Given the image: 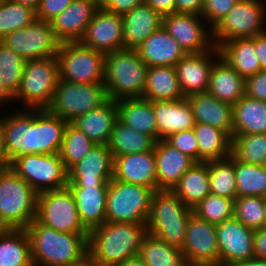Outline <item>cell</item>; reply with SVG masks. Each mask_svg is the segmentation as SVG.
<instances>
[{
  "label": "cell",
  "mask_w": 266,
  "mask_h": 266,
  "mask_svg": "<svg viewBox=\"0 0 266 266\" xmlns=\"http://www.w3.org/2000/svg\"><path fill=\"white\" fill-rule=\"evenodd\" d=\"M151 103L158 128V140H164L170 134L193 129L194 116L186 98Z\"/></svg>",
  "instance_id": "cell-25"
},
{
  "label": "cell",
  "mask_w": 266,
  "mask_h": 266,
  "mask_svg": "<svg viewBox=\"0 0 266 266\" xmlns=\"http://www.w3.org/2000/svg\"><path fill=\"white\" fill-rule=\"evenodd\" d=\"M193 214L217 225L234 217V199L209 194L193 208Z\"/></svg>",
  "instance_id": "cell-46"
},
{
  "label": "cell",
  "mask_w": 266,
  "mask_h": 266,
  "mask_svg": "<svg viewBox=\"0 0 266 266\" xmlns=\"http://www.w3.org/2000/svg\"><path fill=\"white\" fill-rule=\"evenodd\" d=\"M114 158L107 145L95 144L84 158L68 170L67 186H109Z\"/></svg>",
  "instance_id": "cell-17"
},
{
  "label": "cell",
  "mask_w": 266,
  "mask_h": 266,
  "mask_svg": "<svg viewBox=\"0 0 266 266\" xmlns=\"http://www.w3.org/2000/svg\"><path fill=\"white\" fill-rule=\"evenodd\" d=\"M176 0H144V3L152 7L161 16L175 13Z\"/></svg>",
  "instance_id": "cell-55"
},
{
  "label": "cell",
  "mask_w": 266,
  "mask_h": 266,
  "mask_svg": "<svg viewBox=\"0 0 266 266\" xmlns=\"http://www.w3.org/2000/svg\"><path fill=\"white\" fill-rule=\"evenodd\" d=\"M164 140L172 147L178 149L184 154H187L198 162V144L193 129L170 134Z\"/></svg>",
  "instance_id": "cell-48"
},
{
  "label": "cell",
  "mask_w": 266,
  "mask_h": 266,
  "mask_svg": "<svg viewBox=\"0 0 266 266\" xmlns=\"http://www.w3.org/2000/svg\"><path fill=\"white\" fill-rule=\"evenodd\" d=\"M106 54L80 41L61 43L56 55L59 79L74 83H104Z\"/></svg>",
  "instance_id": "cell-8"
},
{
  "label": "cell",
  "mask_w": 266,
  "mask_h": 266,
  "mask_svg": "<svg viewBox=\"0 0 266 266\" xmlns=\"http://www.w3.org/2000/svg\"><path fill=\"white\" fill-rule=\"evenodd\" d=\"M97 10L88 0H73L50 21L56 38L61 43L80 41Z\"/></svg>",
  "instance_id": "cell-21"
},
{
  "label": "cell",
  "mask_w": 266,
  "mask_h": 266,
  "mask_svg": "<svg viewBox=\"0 0 266 266\" xmlns=\"http://www.w3.org/2000/svg\"><path fill=\"white\" fill-rule=\"evenodd\" d=\"M10 229V226L0 217V237L5 235Z\"/></svg>",
  "instance_id": "cell-64"
},
{
  "label": "cell",
  "mask_w": 266,
  "mask_h": 266,
  "mask_svg": "<svg viewBox=\"0 0 266 266\" xmlns=\"http://www.w3.org/2000/svg\"><path fill=\"white\" fill-rule=\"evenodd\" d=\"M23 110L3 117L5 147L10 164L28 154L59 153L68 122L48 109Z\"/></svg>",
  "instance_id": "cell-1"
},
{
  "label": "cell",
  "mask_w": 266,
  "mask_h": 266,
  "mask_svg": "<svg viewBox=\"0 0 266 266\" xmlns=\"http://www.w3.org/2000/svg\"><path fill=\"white\" fill-rule=\"evenodd\" d=\"M183 257L195 264H220L216 225L191 214L181 248Z\"/></svg>",
  "instance_id": "cell-16"
},
{
  "label": "cell",
  "mask_w": 266,
  "mask_h": 266,
  "mask_svg": "<svg viewBox=\"0 0 266 266\" xmlns=\"http://www.w3.org/2000/svg\"><path fill=\"white\" fill-rule=\"evenodd\" d=\"M72 192L79 218L90 232L106 222L108 186H67Z\"/></svg>",
  "instance_id": "cell-28"
},
{
  "label": "cell",
  "mask_w": 266,
  "mask_h": 266,
  "mask_svg": "<svg viewBox=\"0 0 266 266\" xmlns=\"http://www.w3.org/2000/svg\"><path fill=\"white\" fill-rule=\"evenodd\" d=\"M211 51L186 54L174 67L184 97L206 93L213 64ZM209 54V55H208Z\"/></svg>",
  "instance_id": "cell-23"
},
{
  "label": "cell",
  "mask_w": 266,
  "mask_h": 266,
  "mask_svg": "<svg viewBox=\"0 0 266 266\" xmlns=\"http://www.w3.org/2000/svg\"><path fill=\"white\" fill-rule=\"evenodd\" d=\"M142 98L150 101H174L185 98L175 67H148Z\"/></svg>",
  "instance_id": "cell-32"
},
{
  "label": "cell",
  "mask_w": 266,
  "mask_h": 266,
  "mask_svg": "<svg viewBox=\"0 0 266 266\" xmlns=\"http://www.w3.org/2000/svg\"><path fill=\"white\" fill-rule=\"evenodd\" d=\"M231 266H266V260L254 257L248 261L240 262Z\"/></svg>",
  "instance_id": "cell-60"
},
{
  "label": "cell",
  "mask_w": 266,
  "mask_h": 266,
  "mask_svg": "<svg viewBox=\"0 0 266 266\" xmlns=\"http://www.w3.org/2000/svg\"><path fill=\"white\" fill-rule=\"evenodd\" d=\"M118 119L134 130L158 141V128L152 103L144 98H125L116 101Z\"/></svg>",
  "instance_id": "cell-31"
},
{
  "label": "cell",
  "mask_w": 266,
  "mask_h": 266,
  "mask_svg": "<svg viewBox=\"0 0 266 266\" xmlns=\"http://www.w3.org/2000/svg\"><path fill=\"white\" fill-rule=\"evenodd\" d=\"M73 0H40L36 9V18L50 22L54 17L66 9Z\"/></svg>",
  "instance_id": "cell-51"
},
{
  "label": "cell",
  "mask_w": 266,
  "mask_h": 266,
  "mask_svg": "<svg viewBox=\"0 0 266 266\" xmlns=\"http://www.w3.org/2000/svg\"><path fill=\"white\" fill-rule=\"evenodd\" d=\"M236 195L266 197V166L235 159Z\"/></svg>",
  "instance_id": "cell-40"
},
{
  "label": "cell",
  "mask_w": 266,
  "mask_h": 266,
  "mask_svg": "<svg viewBox=\"0 0 266 266\" xmlns=\"http://www.w3.org/2000/svg\"><path fill=\"white\" fill-rule=\"evenodd\" d=\"M254 231L235 217L216 225L221 266H231L255 257Z\"/></svg>",
  "instance_id": "cell-15"
},
{
  "label": "cell",
  "mask_w": 266,
  "mask_h": 266,
  "mask_svg": "<svg viewBox=\"0 0 266 266\" xmlns=\"http://www.w3.org/2000/svg\"><path fill=\"white\" fill-rule=\"evenodd\" d=\"M155 142L152 137L134 130L117 119L107 146L113 156H122L151 151Z\"/></svg>",
  "instance_id": "cell-37"
},
{
  "label": "cell",
  "mask_w": 266,
  "mask_h": 266,
  "mask_svg": "<svg viewBox=\"0 0 266 266\" xmlns=\"http://www.w3.org/2000/svg\"><path fill=\"white\" fill-rule=\"evenodd\" d=\"M233 134H266V101L244 95L235 103Z\"/></svg>",
  "instance_id": "cell-34"
},
{
  "label": "cell",
  "mask_w": 266,
  "mask_h": 266,
  "mask_svg": "<svg viewBox=\"0 0 266 266\" xmlns=\"http://www.w3.org/2000/svg\"><path fill=\"white\" fill-rule=\"evenodd\" d=\"M36 11L12 0L0 2V40L36 20Z\"/></svg>",
  "instance_id": "cell-44"
},
{
  "label": "cell",
  "mask_w": 266,
  "mask_h": 266,
  "mask_svg": "<svg viewBox=\"0 0 266 266\" xmlns=\"http://www.w3.org/2000/svg\"><path fill=\"white\" fill-rule=\"evenodd\" d=\"M214 53L219 59L211 69L207 93L233 106L245 95V78L220 56L217 47Z\"/></svg>",
  "instance_id": "cell-27"
},
{
  "label": "cell",
  "mask_w": 266,
  "mask_h": 266,
  "mask_svg": "<svg viewBox=\"0 0 266 266\" xmlns=\"http://www.w3.org/2000/svg\"><path fill=\"white\" fill-rule=\"evenodd\" d=\"M118 119L116 101L108 99L104 104L78 116L71 123L97 145H107Z\"/></svg>",
  "instance_id": "cell-30"
},
{
  "label": "cell",
  "mask_w": 266,
  "mask_h": 266,
  "mask_svg": "<svg viewBox=\"0 0 266 266\" xmlns=\"http://www.w3.org/2000/svg\"><path fill=\"white\" fill-rule=\"evenodd\" d=\"M0 41L26 61L54 57L61 44L51 23L37 19L25 28L9 33Z\"/></svg>",
  "instance_id": "cell-14"
},
{
  "label": "cell",
  "mask_w": 266,
  "mask_h": 266,
  "mask_svg": "<svg viewBox=\"0 0 266 266\" xmlns=\"http://www.w3.org/2000/svg\"><path fill=\"white\" fill-rule=\"evenodd\" d=\"M148 66L134 49L106 54L104 86L113 101L142 98Z\"/></svg>",
  "instance_id": "cell-4"
},
{
  "label": "cell",
  "mask_w": 266,
  "mask_h": 266,
  "mask_svg": "<svg viewBox=\"0 0 266 266\" xmlns=\"http://www.w3.org/2000/svg\"><path fill=\"white\" fill-rule=\"evenodd\" d=\"M204 0H176L175 13H191L201 15Z\"/></svg>",
  "instance_id": "cell-53"
},
{
  "label": "cell",
  "mask_w": 266,
  "mask_h": 266,
  "mask_svg": "<svg viewBox=\"0 0 266 266\" xmlns=\"http://www.w3.org/2000/svg\"><path fill=\"white\" fill-rule=\"evenodd\" d=\"M80 42L104 54L125 49L122 15L97 10Z\"/></svg>",
  "instance_id": "cell-18"
},
{
  "label": "cell",
  "mask_w": 266,
  "mask_h": 266,
  "mask_svg": "<svg viewBox=\"0 0 266 266\" xmlns=\"http://www.w3.org/2000/svg\"><path fill=\"white\" fill-rule=\"evenodd\" d=\"M193 130L198 144V162L223 160L231 155L232 138L223 130L195 123Z\"/></svg>",
  "instance_id": "cell-36"
},
{
  "label": "cell",
  "mask_w": 266,
  "mask_h": 266,
  "mask_svg": "<svg viewBox=\"0 0 266 266\" xmlns=\"http://www.w3.org/2000/svg\"><path fill=\"white\" fill-rule=\"evenodd\" d=\"M59 81L57 57L28 60L22 73L21 84L14 98L23 99L33 109H47L52 103Z\"/></svg>",
  "instance_id": "cell-9"
},
{
  "label": "cell",
  "mask_w": 266,
  "mask_h": 266,
  "mask_svg": "<svg viewBox=\"0 0 266 266\" xmlns=\"http://www.w3.org/2000/svg\"><path fill=\"white\" fill-rule=\"evenodd\" d=\"M116 266H147L142 258L137 255L134 257L127 258Z\"/></svg>",
  "instance_id": "cell-58"
},
{
  "label": "cell",
  "mask_w": 266,
  "mask_h": 266,
  "mask_svg": "<svg viewBox=\"0 0 266 266\" xmlns=\"http://www.w3.org/2000/svg\"><path fill=\"white\" fill-rule=\"evenodd\" d=\"M88 1L98 10H103L108 3V0H88Z\"/></svg>",
  "instance_id": "cell-63"
},
{
  "label": "cell",
  "mask_w": 266,
  "mask_h": 266,
  "mask_svg": "<svg viewBox=\"0 0 266 266\" xmlns=\"http://www.w3.org/2000/svg\"><path fill=\"white\" fill-rule=\"evenodd\" d=\"M36 219L59 232L89 234L80 221L74 196L68 187L39 193Z\"/></svg>",
  "instance_id": "cell-12"
},
{
  "label": "cell",
  "mask_w": 266,
  "mask_h": 266,
  "mask_svg": "<svg viewBox=\"0 0 266 266\" xmlns=\"http://www.w3.org/2000/svg\"><path fill=\"white\" fill-rule=\"evenodd\" d=\"M144 3V0H108L103 10L123 15Z\"/></svg>",
  "instance_id": "cell-52"
},
{
  "label": "cell",
  "mask_w": 266,
  "mask_h": 266,
  "mask_svg": "<svg viewBox=\"0 0 266 266\" xmlns=\"http://www.w3.org/2000/svg\"><path fill=\"white\" fill-rule=\"evenodd\" d=\"M135 51L148 67H174L187 54L163 26L135 48Z\"/></svg>",
  "instance_id": "cell-24"
},
{
  "label": "cell",
  "mask_w": 266,
  "mask_h": 266,
  "mask_svg": "<svg viewBox=\"0 0 266 266\" xmlns=\"http://www.w3.org/2000/svg\"><path fill=\"white\" fill-rule=\"evenodd\" d=\"M154 190L142 185L109 181L106 222L147 223Z\"/></svg>",
  "instance_id": "cell-7"
},
{
  "label": "cell",
  "mask_w": 266,
  "mask_h": 266,
  "mask_svg": "<svg viewBox=\"0 0 266 266\" xmlns=\"http://www.w3.org/2000/svg\"><path fill=\"white\" fill-rule=\"evenodd\" d=\"M70 266H98L88 255L79 263Z\"/></svg>",
  "instance_id": "cell-62"
},
{
  "label": "cell",
  "mask_w": 266,
  "mask_h": 266,
  "mask_svg": "<svg viewBox=\"0 0 266 266\" xmlns=\"http://www.w3.org/2000/svg\"><path fill=\"white\" fill-rule=\"evenodd\" d=\"M139 256L147 266H174L183 258L179 247L167 244L150 233L143 239Z\"/></svg>",
  "instance_id": "cell-41"
},
{
  "label": "cell",
  "mask_w": 266,
  "mask_h": 266,
  "mask_svg": "<svg viewBox=\"0 0 266 266\" xmlns=\"http://www.w3.org/2000/svg\"><path fill=\"white\" fill-rule=\"evenodd\" d=\"M254 254L256 258L266 260V229L254 231Z\"/></svg>",
  "instance_id": "cell-54"
},
{
  "label": "cell",
  "mask_w": 266,
  "mask_h": 266,
  "mask_svg": "<svg viewBox=\"0 0 266 266\" xmlns=\"http://www.w3.org/2000/svg\"><path fill=\"white\" fill-rule=\"evenodd\" d=\"M218 49L220 56L245 79L261 70L256 57L254 37L232 39L223 43Z\"/></svg>",
  "instance_id": "cell-35"
},
{
  "label": "cell",
  "mask_w": 266,
  "mask_h": 266,
  "mask_svg": "<svg viewBox=\"0 0 266 266\" xmlns=\"http://www.w3.org/2000/svg\"><path fill=\"white\" fill-rule=\"evenodd\" d=\"M25 229L30 238L33 265L70 266L88 255L89 234L59 232L36 218Z\"/></svg>",
  "instance_id": "cell-3"
},
{
  "label": "cell",
  "mask_w": 266,
  "mask_h": 266,
  "mask_svg": "<svg viewBox=\"0 0 266 266\" xmlns=\"http://www.w3.org/2000/svg\"><path fill=\"white\" fill-rule=\"evenodd\" d=\"M9 160L7 157V151L5 147V138L3 131V119H0V169L8 168Z\"/></svg>",
  "instance_id": "cell-57"
},
{
  "label": "cell",
  "mask_w": 266,
  "mask_h": 266,
  "mask_svg": "<svg viewBox=\"0 0 266 266\" xmlns=\"http://www.w3.org/2000/svg\"><path fill=\"white\" fill-rule=\"evenodd\" d=\"M195 263L190 262L187 258L183 257L178 263L174 266H193Z\"/></svg>",
  "instance_id": "cell-65"
},
{
  "label": "cell",
  "mask_w": 266,
  "mask_h": 266,
  "mask_svg": "<svg viewBox=\"0 0 266 266\" xmlns=\"http://www.w3.org/2000/svg\"><path fill=\"white\" fill-rule=\"evenodd\" d=\"M124 48L134 49L162 26V17L143 3L122 15Z\"/></svg>",
  "instance_id": "cell-29"
},
{
  "label": "cell",
  "mask_w": 266,
  "mask_h": 266,
  "mask_svg": "<svg viewBox=\"0 0 266 266\" xmlns=\"http://www.w3.org/2000/svg\"><path fill=\"white\" fill-rule=\"evenodd\" d=\"M172 191L193 209L210 194L208 162H196L181 176Z\"/></svg>",
  "instance_id": "cell-33"
},
{
  "label": "cell",
  "mask_w": 266,
  "mask_h": 266,
  "mask_svg": "<svg viewBox=\"0 0 266 266\" xmlns=\"http://www.w3.org/2000/svg\"><path fill=\"white\" fill-rule=\"evenodd\" d=\"M254 47L261 69H266V32L254 36Z\"/></svg>",
  "instance_id": "cell-56"
},
{
  "label": "cell",
  "mask_w": 266,
  "mask_h": 266,
  "mask_svg": "<svg viewBox=\"0 0 266 266\" xmlns=\"http://www.w3.org/2000/svg\"><path fill=\"white\" fill-rule=\"evenodd\" d=\"M193 266H221L220 264H194Z\"/></svg>",
  "instance_id": "cell-66"
},
{
  "label": "cell",
  "mask_w": 266,
  "mask_h": 266,
  "mask_svg": "<svg viewBox=\"0 0 266 266\" xmlns=\"http://www.w3.org/2000/svg\"><path fill=\"white\" fill-rule=\"evenodd\" d=\"M192 213L193 209L187 207L172 190H156L151 199L147 232L181 249Z\"/></svg>",
  "instance_id": "cell-5"
},
{
  "label": "cell",
  "mask_w": 266,
  "mask_h": 266,
  "mask_svg": "<svg viewBox=\"0 0 266 266\" xmlns=\"http://www.w3.org/2000/svg\"><path fill=\"white\" fill-rule=\"evenodd\" d=\"M146 223L104 222L88 236V256L98 266H116L139 255Z\"/></svg>",
  "instance_id": "cell-2"
},
{
  "label": "cell",
  "mask_w": 266,
  "mask_h": 266,
  "mask_svg": "<svg viewBox=\"0 0 266 266\" xmlns=\"http://www.w3.org/2000/svg\"><path fill=\"white\" fill-rule=\"evenodd\" d=\"M0 266H33L26 229H10L0 237Z\"/></svg>",
  "instance_id": "cell-38"
},
{
  "label": "cell",
  "mask_w": 266,
  "mask_h": 266,
  "mask_svg": "<svg viewBox=\"0 0 266 266\" xmlns=\"http://www.w3.org/2000/svg\"><path fill=\"white\" fill-rule=\"evenodd\" d=\"M239 0H204L201 17L211 22L212 29L238 3Z\"/></svg>",
  "instance_id": "cell-49"
},
{
  "label": "cell",
  "mask_w": 266,
  "mask_h": 266,
  "mask_svg": "<svg viewBox=\"0 0 266 266\" xmlns=\"http://www.w3.org/2000/svg\"><path fill=\"white\" fill-rule=\"evenodd\" d=\"M210 194L235 199V158L230 155L223 160L208 162Z\"/></svg>",
  "instance_id": "cell-39"
},
{
  "label": "cell",
  "mask_w": 266,
  "mask_h": 266,
  "mask_svg": "<svg viewBox=\"0 0 266 266\" xmlns=\"http://www.w3.org/2000/svg\"><path fill=\"white\" fill-rule=\"evenodd\" d=\"M266 214V197L244 196L234 199V217L245 227L261 229Z\"/></svg>",
  "instance_id": "cell-45"
},
{
  "label": "cell",
  "mask_w": 266,
  "mask_h": 266,
  "mask_svg": "<svg viewBox=\"0 0 266 266\" xmlns=\"http://www.w3.org/2000/svg\"><path fill=\"white\" fill-rule=\"evenodd\" d=\"M263 228L266 229V214H265V220H264Z\"/></svg>",
  "instance_id": "cell-67"
},
{
  "label": "cell",
  "mask_w": 266,
  "mask_h": 266,
  "mask_svg": "<svg viewBox=\"0 0 266 266\" xmlns=\"http://www.w3.org/2000/svg\"><path fill=\"white\" fill-rule=\"evenodd\" d=\"M113 179L157 190L154 149L142 153L113 156Z\"/></svg>",
  "instance_id": "cell-20"
},
{
  "label": "cell",
  "mask_w": 266,
  "mask_h": 266,
  "mask_svg": "<svg viewBox=\"0 0 266 266\" xmlns=\"http://www.w3.org/2000/svg\"><path fill=\"white\" fill-rule=\"evenodd\" d=\"M38 193L10 167L0 169V217L12 229H25L35 218Z\"/></svg>",
  "instance_id": "cell-6"
},
{
  "label": "cell",
  "mask_w": 266,
  "mask_h": 266,
  "mask_svg": "<svg viewBox=\"0 0 266 266\" xmlns=\"http://www.w3.org/2000/svg\"><path fill=\"white\" fill-rule=\"evenodd\" d=\"M261 0H239L238 3L210 31L215 47L238 38H252L266 32L263 24L264 5ZM213 31V32H212Z\"/></svg>",
  "instance_id": "cell-13"
},
{
  "label": "cell",
  "mask_w": 266,
  "mask_h": 266,
  "mask_svg": "<svg viewBox=\"0 0 266 266\" xmlns=\"http://www.w3.org/2000/svg\"><path fill=\"white\" fill-rule=\"evenodd\" d=\"M13 2L19 3L23 6H27L29 8H32L36 11L38 8V5L40 3V0H12Z\"/></svg>",
  "instance_id": "cell-61"
},
{
  "label": "cell",
  "mask_w": 266,
  "mask_h": 266,
  "mask_svg": "<svg viewBox=\"0 0 266 266\" xmlns=\"http://www.w3.org/2000/svg\"><path fill=\"white\" fill-rule=\"evenodd\" d=\"M107 100L104 83L85 84L59 79L52 103L47 109L71 123L78 116L98 108Z\"/></svg>",
  "instance_id": "cell-10"
},
{
  "label": "cell",
  "mask_w": 266,
  "mask_h": 266,
  "mask_svg": "<svg viewBox=\"0 0 266 266\" xmlns=\"http://www.w3.org/2000/svg\"><path fill=\"white\" fill-rule=\"evenodd\" d=\"M153 149L156 159L157 190H172L181 176L196 163L193 158L172 147L165 140L156 141Z\"/></svg>",
  "instance_id": "cell-22"
},
{
  "label": "cell",
  "mask_w": 266,
  "mask_h": 266,
  "mask_svg": "<svg viewBox=\"0 0 266 266\" xmlns=\"http://www.w3.org/2000/svg\"><path fill=\"white\" fill-rule=\"evenodd\" d=\"M9 99H14V95L6 88L0 79V104L2 102L8 101Z\"/></svg>",
  "instance_id": "cell-59"
},
{
  "label": "cell",
  "mask_w": 266,
  "mask_h": 266,
  "mask_svg": "<svg viewBox=\"0 0 266 266\" xmlns=\"http://www.w3.org/2000/svg\"><path fill=\"white\" fill-rule=\"evenodd\" d=\"M9 167L38 194L63 189L68 184V170L59 153L23 155Z\"/></svg>",
  "instance_id": "cell-11"
},
{
  "label": "cell",
  "mask_w": 266,
  "mask_h": 266,
  "mask_svg": "<svg viewBox=\"0 0 266 266\" xmlns=\"http://www.w3.org/2000/svg\"><path fill=\"white\" fill-rule=\"evenodd\" d=\"M95 143L72 123H68L60 147L59 156L67 170L80 162L89 153Z\"/></svg>",
  "instance_id": "cell-43"
},
{
  "label": "cell",
  "mask_w": 266,
  "mask_h": 266,
  "mask_svg": "<svg viewBox=\"0 0 266 266\" xmlns=\"http://www.w3.org/2000/svg\"><path fill=\"white\" fill-rule=\"evenodd\" d=\"M231 155L240 162L266 166V134H233Z\"/></svg>",
  "instance_id": "cell-42"
},
{
  "label": "cell",
  "mask_w": 266,
  "mask_h": 266,
  "mask_svg": "<svg viewBox=\"0 0 266 266\" xmlns=\"http://www.w3.org/2000/svg\"><path fill=\"white\" fill-rule=\"evenodd\" d=\"M245 95L266 101V69H261L255 75L245 79Z\"/></svg>",
  "instance_id": "cell-50"
},
{
  "label": "cell",
  "mask_w": 266,
  "mask_h": 266,
  "mask_svg": "<svg viewBox=\"0 0 266 266\" xmlns=\"http://www.w3.org/2000/svg\"><path fill=\"white\" fill-rule=\"evenodd\" d=\"M199 16L201 15L172 13L162 17L163 28L179 43L187 54L206 51L215 52L214 42H210L207 31L199 22Z\"/></svg>",
  "instance_id": "cell-19"
},
{
  "label": "cell",
  "mask_w": 266,
  "mask_h": 266,
  "mask_svg": "<svg viewBox=\"0 0 266 266\" xmlns=\"http://www.w3.org/2000/svg\"><path fill=\"white\" fill-rule=\"evenodd\" d=\"M195 123H203L225 131L233 137V106L206 93L186 97Z\"/></svg>",
  "instance_id": "cell-26"
},
{
  "label": "cell",
  "mask_w": 266,
  "mask_h": 266,
  "mask_svg": "<svg viewBox=\"0 0 266 266\" xmlns=\"http://www.w3.org/2000/svg\"><path fill=\"white\" fill-rule=\"evenodd\" d=\"M26 60L0 41V79L15 95L20 87Z\"/></svg>",
  "instance_id": "cell-47"
}]
</instances>
